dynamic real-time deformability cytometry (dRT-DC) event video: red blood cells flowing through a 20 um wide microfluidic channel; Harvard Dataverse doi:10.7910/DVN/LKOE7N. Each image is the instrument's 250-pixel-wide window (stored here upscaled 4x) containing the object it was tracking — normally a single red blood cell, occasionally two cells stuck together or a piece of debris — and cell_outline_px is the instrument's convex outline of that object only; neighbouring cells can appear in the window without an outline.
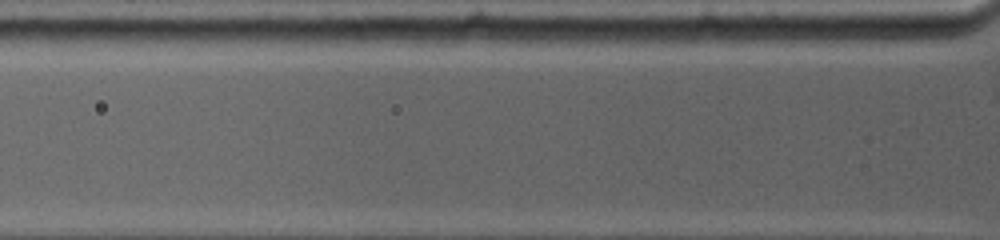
{"species": "common noctule bat (a hibernating species)", "species_latin": "Nyctalus noctula", "temperature_condition": "warm", "stored_images_in_passage": 4, "camera_frame_rate_fps": 4500, "um_per_image_px": 0.085, "animal": {"sex": "female", "body_mass_g": 19.0, "forearm_length_mm": 53.3}, "frame": {"image": 1, "passage_image": 3, "time_ms": 0.667, "image_size_px": [1000, 240], "cell_outline_px": [[424, 20], [324, 36], [300, 24], [296, 20], [324, 16], [424, 16]], "centroid_in_image_um": [30.01, 1.97], "position_along_channel_um": 95.8, "area_um2": 10.87}}